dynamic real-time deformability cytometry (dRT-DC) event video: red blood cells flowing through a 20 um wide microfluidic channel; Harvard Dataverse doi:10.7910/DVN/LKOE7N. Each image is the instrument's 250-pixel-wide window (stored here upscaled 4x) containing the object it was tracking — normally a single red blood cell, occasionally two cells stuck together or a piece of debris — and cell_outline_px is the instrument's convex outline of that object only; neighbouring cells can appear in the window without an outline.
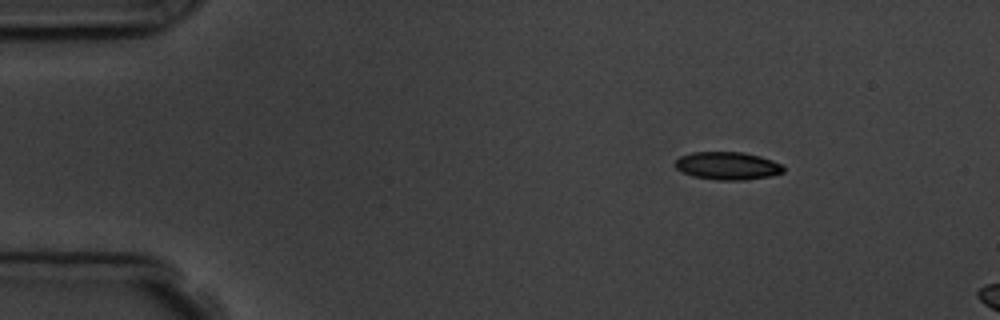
{"species": "common noctule bat (a hibernating species)", "species_latin": "Nyctalus noctula", "temperature_condition": "room temperature", "stored_images_in_passage": 3, "camera_frame_rate_fps": 3000, "um_per_image_px": 0.085, "animal": {"sex": "male", "body_mass_g": 19.5, "forearm_length_mm": 54.6}, "frame": {"image": 1, "passage_image": 1, "time_ms": 0.0, "image_size_px": [1000, 320], "cell_outline_px": [[784, 172], [768, 176], [744, 180], [716, 180], [692, 176], [676, 168], [676, 160], [680, 156], [692, 152], [744, 152], [760, 156], [772, 160], [780, 164], [784, 168]], "centroid_in_image_um": [61.83, 14.09], "position_along_channel_um": 23.2, "area_um2": 17.46}}